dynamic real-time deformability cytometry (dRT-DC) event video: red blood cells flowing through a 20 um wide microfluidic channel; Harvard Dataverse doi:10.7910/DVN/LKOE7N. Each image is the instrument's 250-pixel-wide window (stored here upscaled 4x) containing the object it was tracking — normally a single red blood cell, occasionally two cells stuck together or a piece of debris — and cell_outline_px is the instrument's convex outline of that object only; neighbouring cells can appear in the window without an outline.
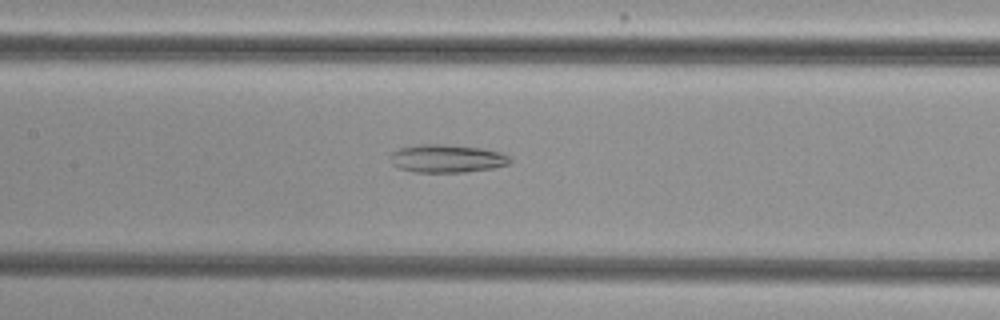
{"species": "common noctule bat (a hibernating species)", "species_latin": "Nyctalus noctula", "temperature_condition": "cold", "stored_images_in_passage": 55, "camera_frame_rate_fps": 3000, "um_per_image_px": 0.085, "animal": {"sex": "female", "body_mass_g": 29.2, "forearm_length_mm": 56.3}, "frame": {"image": 1, "passage_image": 27, "time_ms": 8.667, "image_size_px": [1000, 320], "cell_outline_px": [[512, 160], [508, 164], [492, 168], [464, 172], [412, 172], [400, 168], [392, 164], [388, 156], [392, 152], [400, 148], [416, 144], [444, 144], [484, 148], [500, 152], [508, 156]], "centroid_in_image_um": [37.95, 13.47], "position_along_channel_um": 169.4, "area_um2": 19.71}}
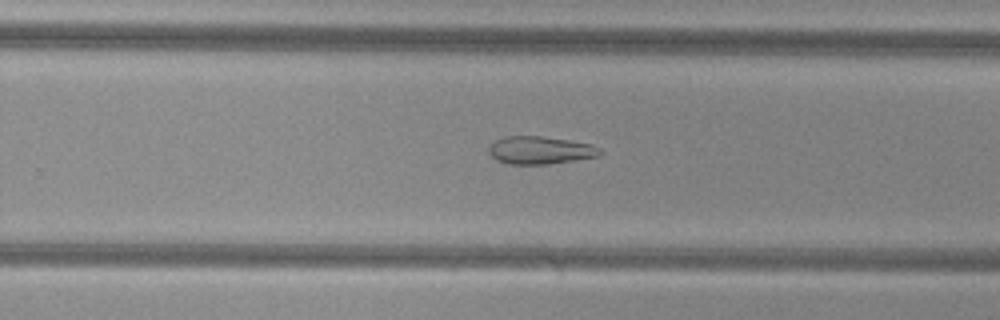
{"frame": {"image": 2, "passage_image": 36, "time_ms": 11.667, "image_size_px": [1000, 320], "cell_outline_px": [[600, 152], [596, 156], [576, 160], [548, 164], [508, 164], [496, 160], [488, 152], [488, 148], [496, 140], [504, 136], [540, 136], [568, 140], [592, 144], [600, 148]], "centroid_in_image_um": [45.88, 12.77], "position_along_channel_um": 283.9, "area_um2": 17.86}}
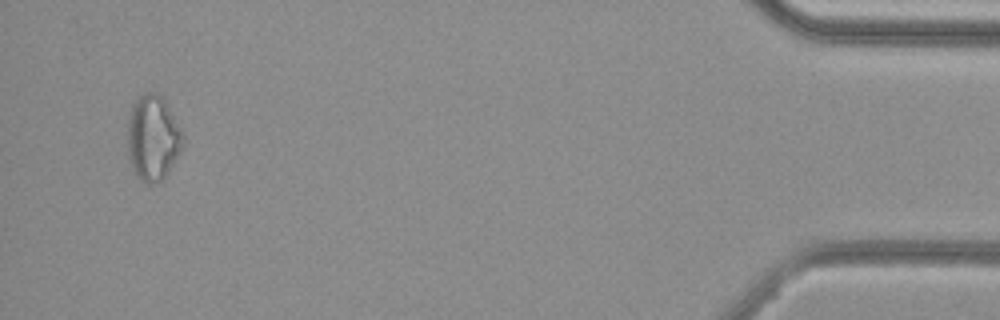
{"frame": {"image": 3, "passage_image": 53, "time_ms": 17.333, "image_size_px": [1000, 320], "cell_outline_px": [[184, 140], [180, 152], [168, 172], [156, 184], [148, 184], [140, 180], [136, 176], [132, 168], [128, 156], [128, 120], [132, 104], [144, 92], [156, 92], [164, 100], [184, 136]], "centroid_in_image_um": [12.97, 11.74], "position_along_channel_um": 422.2, "area_um2": 27.34}}